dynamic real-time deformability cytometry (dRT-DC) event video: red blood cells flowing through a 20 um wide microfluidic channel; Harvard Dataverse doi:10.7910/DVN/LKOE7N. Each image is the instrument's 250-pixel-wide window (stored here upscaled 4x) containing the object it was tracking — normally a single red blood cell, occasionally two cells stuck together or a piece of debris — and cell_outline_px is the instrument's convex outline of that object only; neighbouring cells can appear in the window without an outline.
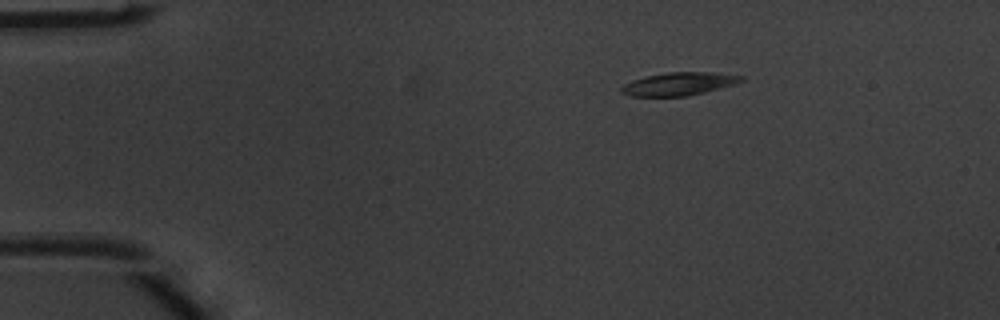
{"species": "common noctule bat (a hibernating species)", "species_latin": "Nyctalus noctula", "temperature_condition": "warm", "stored_images_in_passage": 3, "camera_frame_rate_fps": 3000, "um_per_image_px": 0.085, "animal": {"sex": "male", "body_mass_g": 20.1, "forearm_length_mm": 53.5}, "frame": {"image": 1, "passage_image": 1, "time_ms": 0.0, "image_size_px": [1000, 320], "cell_outline_px": [[744, 80], [732, 84], [704, 92], [688, 96], [628, 96], [620, 92], [620, 88], [624, 84], [632, 80], [648, 76], [668, 72], [712, 72], [744, 76]], "centroid_in_image_um": [57.66, 7.13], "position_along_channel_um": 27.3, "area_um2": 15.9}}